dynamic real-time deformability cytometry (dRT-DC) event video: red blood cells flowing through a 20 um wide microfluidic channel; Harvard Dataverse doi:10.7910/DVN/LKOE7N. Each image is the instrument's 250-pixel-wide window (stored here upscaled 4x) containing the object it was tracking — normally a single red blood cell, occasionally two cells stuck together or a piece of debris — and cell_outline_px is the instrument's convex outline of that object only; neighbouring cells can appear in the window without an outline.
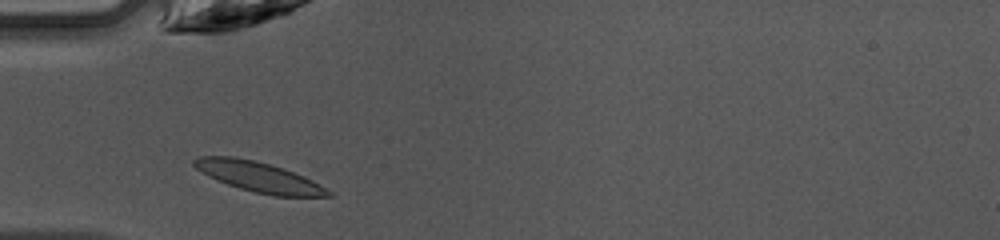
{"species": "common noctule bat (a hibernating species)", "species_latin": "Nyctalus noctula", "temperature_condition": "warm", "stored_images_in_passage": 34, "camera_frame_rate_fps": 3000, "um_per_image_px": 0.085, "animal": {"sex": "female", "body_mass_g": 10.0, "forearm_length_mm": 53.1}, "frame": {"image": 1, "passage_image": 2, "time_ms": 0.333, "image_size_px": [1000, 240], "cell_outline_px": [[332, 196], [276, 196], [256, 192], [240, 188], [228, 184], [208, 176], [200, 172], [192, 164], [192, 160], [200, 156], [232, 156], [252, 160], [284, 168], [304, 176], [312, 180], [332, 192]], "centroid_in_image_um": [21.97, 15.02], "position_along_channel_um": 63.0, "area_um2": 23.24}}
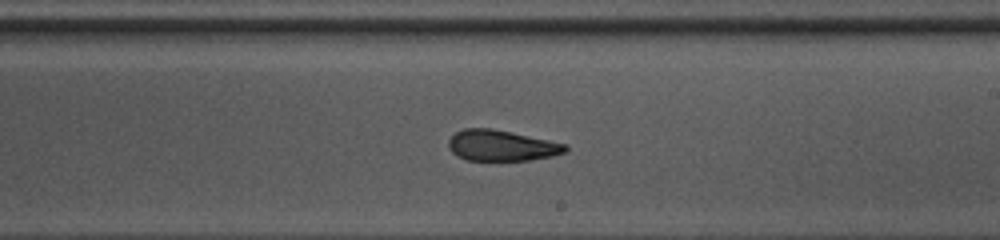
{"frame": {"image": 2, "passage_image": 15, "time_ms": 4.667, "image_size_px": [1000, 240], "cell_outline_px": [[568, 148], [564, 152], [552, 156], [532, 160], [468, 160], [456, 156], [448, 148], [448, 140], [456, 132], [464, 128], [492, 128], [568, 144]], "centroid_in_image_um": [42.62, 12.37], "position_along_channel_um": 246.4, "area_um2": 21.04}}
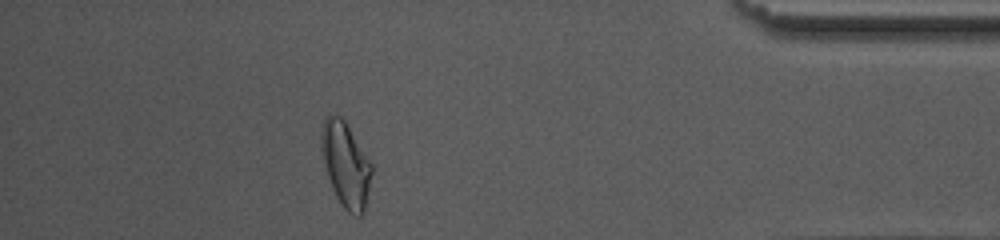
{"frame": {"image": 3, "passage_image": 29, "time_ms": 9.333, "image_size_px": [1000, 240], "cell_outline_px": [[372, 172], [364, 212], [360, 216], [352, 216], [344, 208], [336, 196], [332, 188], [328, 176], [324, 160], [320, 140], [320, 128], [324, 120], [328, 116], [340, 116], [344, 120], [372, 164]], "centroid_in_image_um": [29.39, 14.01], "position_along_channel_um": 405.8, "area_um2": 24.51}, "authors_computed_cell_mechanics": {"area_um2": 21.9929, "velocity_mm_per_s": 4.2607, "shape_relaxation_time_tau1_ms": 4.1768, "shape_relaxation_time_tau2_ms": 1.6249, "deformation_change_tau1": 0.1518, "deformation_change_tau2": 0.0938}}